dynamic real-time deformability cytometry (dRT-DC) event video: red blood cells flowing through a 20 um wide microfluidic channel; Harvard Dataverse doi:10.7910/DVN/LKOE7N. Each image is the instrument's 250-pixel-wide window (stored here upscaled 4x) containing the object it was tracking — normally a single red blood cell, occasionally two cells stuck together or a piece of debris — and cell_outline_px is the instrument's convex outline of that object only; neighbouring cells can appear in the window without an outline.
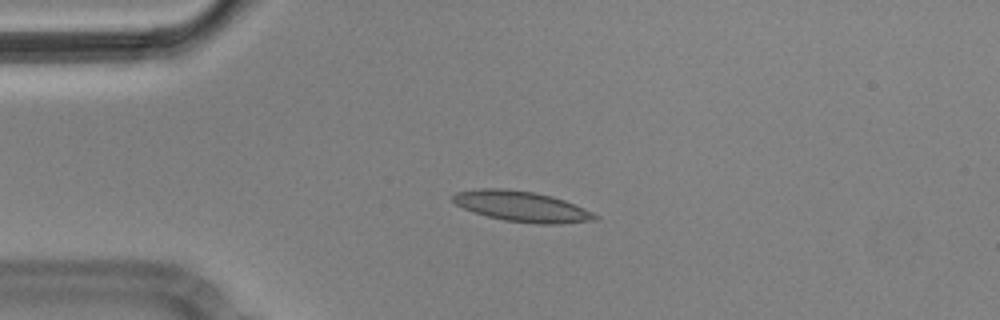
{"species": "Egyptian fruit bat (a non-hibernating species)", "species_latin": "Rousettus aegyptiacus", "temperature_condition": "cold", "stored_images_in_passage": 48, "camera_frame_rate_fps": 3000, "um_per_image_px": 0.085, "animal": {"sex": "male"}, "frame": {"image": 1, "passage_image": 12, "time_ms": 3.667, "image_size_px": [1000, 320], "cell_outline_px": [[600, 216], [596, 220], [560, 224], [536, 224], [504, 220], [472, 212], [456, 204], [452, 200], [452, 196], [456, 192], [480, 188], [504, 188], [536, 192], [552, 196], [564, 200], [584, 208]], "centroid_in_image_um": [44.36, 17.54], "position_along_channel_um": 40.6, "area_um2": 25.37}}
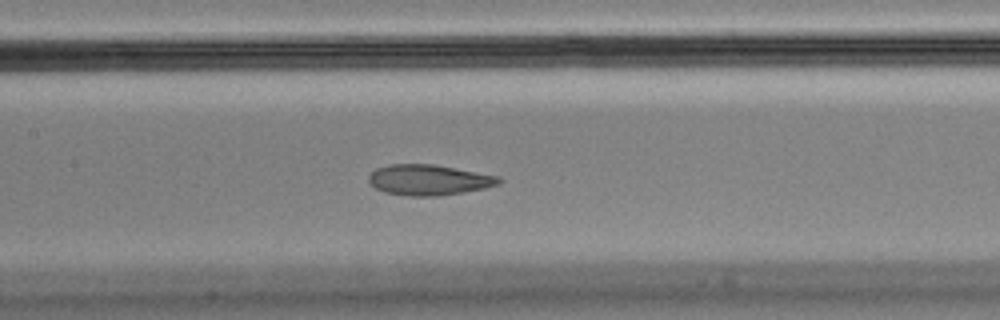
{"frame": {"image": 2, "passage_image": 25, "time_ms": 8.0, "image_size_px": [1000, 320], "cell_outline_px": [[500, 184], [484, 188], [440, 196], [408, 196], [384, 192], [376, 188], [368, 180], [368, 176], [376, 168], [388, 164], [432, 164], [500, 176]], "centroid_in_image_um": [36.43, 15.29], "position_along_channel_um": 171.0, "area_um2": 23.12}}
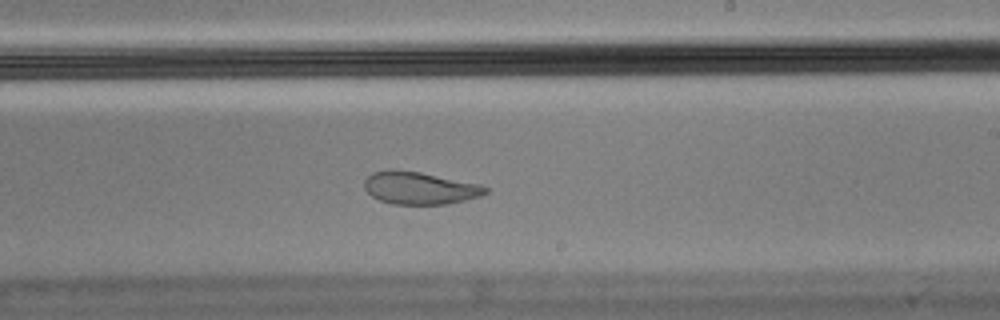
{"frame": {"image": 3, "passage_image": 32, "time_ms": 10.333, "image_size_px": [1000, 320], "cell_outline_px": [[488, 192], [480, 196], [448, 204], [392, 204], [380, 200], [372, 196], [364, 188], [364, 180], [372, 172], [392, 168], [420, 172], [480, 184], [488, 188]], "centroid_in_image_um": [35.65, 15.97], "position_along_channel_um": 253.4, "area_um2": 23.0}, "authors_computed_cell_mechanics": {"area_um2": 23.8136, "velocity_mm_per_s": 3.5448, "shape_relaxation_time_tau1_ms": null, "shape_relaxation_time_tau2_ms": 1.7643, "deformation_change_tau1": null, "deformation_change_tau2": 0.0679}}